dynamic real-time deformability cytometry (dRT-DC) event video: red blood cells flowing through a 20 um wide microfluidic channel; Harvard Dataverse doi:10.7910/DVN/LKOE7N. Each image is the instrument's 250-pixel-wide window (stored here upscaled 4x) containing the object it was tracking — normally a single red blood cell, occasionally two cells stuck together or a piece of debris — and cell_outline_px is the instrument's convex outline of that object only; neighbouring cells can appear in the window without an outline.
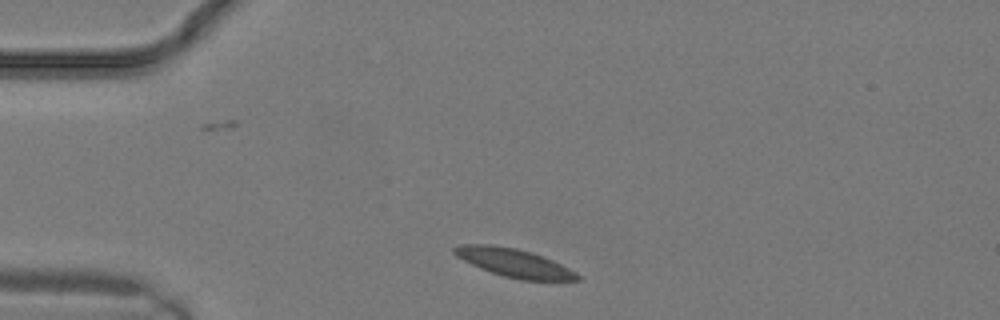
{"species": "common noctule bat (a hibernating species)", "species_latin": "Nyctalus noctula", "temperature_condition": "warm", "stored_images_in_passage": 11, "camera_frame_rate_fps": 3000, "um_per_image_px": 0.085, "animal": {"sex": "male", "body_mass_g": 19.2, "forearm_length_mm": 51.8}, "frame": {"image": 1, "passage_image": 1, "time_ms": 0.0, "image_size_px": [1000, 320], "cell_outline_px": [[580, 280], [520, 280], [504, 276], [480, 268], [456, 256], [452, 252], [452, 248], [460, 244], [492, 244], [516, 248], [532, 252], [552, 260], [576, 272], [580, 276]], "centroid_in_image_um": [43.67, 22.33], "position_along_channel_um": 41.3, "area_um2": 20.23}}
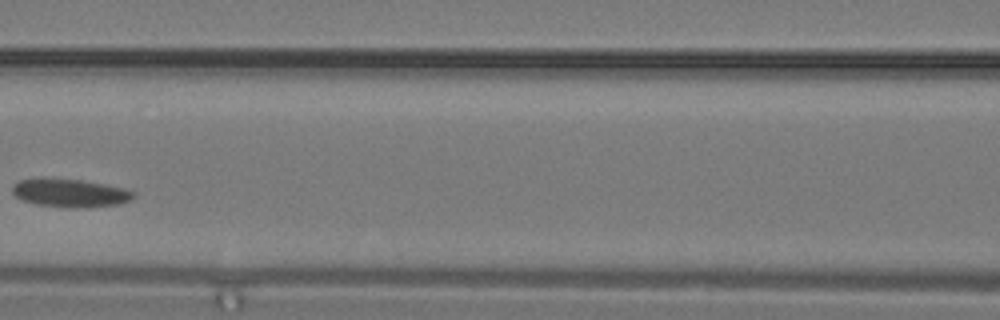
{"frame": {"image": 2, "passage_image": 7, "time_ms": 2.0, "image_size_px": [1000, 320], "cell_outline_px": [[136, 196], [132, 200], [116, 204], [80, 208], [76, 208], [36, 204], [24, 200], [16, 196], [12, 192], [12, 184], [16, 180], [44, 176], [84, 180], [124, 188], [136, 192]], "centroid_in_image_um": [5.92, 16.36], "position_along_channel_um": 160.7, "area_um2": 20.4}}
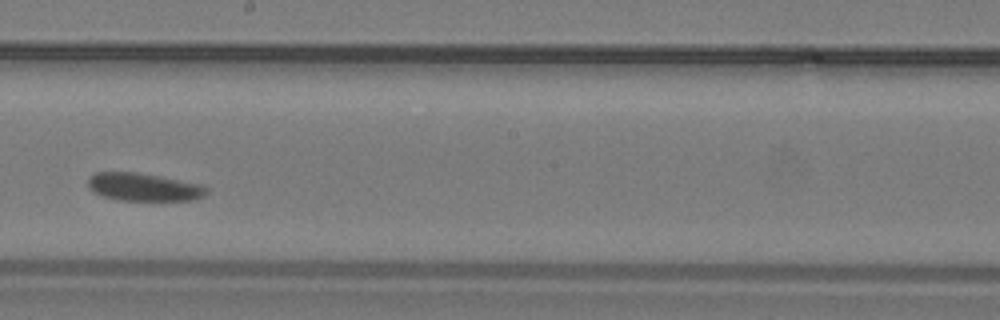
{"frame": {"image": 3, "passage_image": 10, "time_ms": 3.0, "image_size_px": [1000, 320], "cell_outline_px": [[208, 192], [204, 196], [196, 200], [116, 200], [92, 192], [88, 188], [88, 176], [92, 172], [136, 172], [160, 176], [200, 184], [208, 188]], "centroid_in_image_um": [12.18, 15.89], "position_along_channel_um": 236.0, "area_um2": 19.48}}